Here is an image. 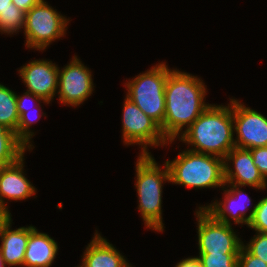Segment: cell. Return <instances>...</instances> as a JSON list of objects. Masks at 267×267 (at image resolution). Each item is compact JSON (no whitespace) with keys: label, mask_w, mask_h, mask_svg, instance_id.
Instances as JSON below:
<instances>
[{"label":"cell","mask_w":267,"mask_h":267,"mask_svg":"<svg viewBox=\"0 0 267 267\" xmlns=\"http://www.w3.org/2000/svg\"><path fill=\"white\" fill-rule=\"evenodd\" d=\"M71 59L61 70L59 67L57 100L64 105L76 107L92 95L94 84L90 69L80 61V58L74 55Z\"/></svg>","instance_id":"cell-9"},{"label":"cell","mask_w":267,"mask_h":267,"mask_svg":"<svg viewBox=\"0 0 267 267\" xmlns=\"http://www.w3.org/2000/svg\"><path fill=\"white\" fill-rule=\"evenodd\" d=\"M163 168L156 163L152 154H139L135 170L138 194V209L147 229L163 232L162 218V189L163 184L170 182L167 163Z\"/></svg>","instance_id":"cell-3"},{"label":"cell","mask_w":267,"mask_h":267,"mask_svg":"<svg viewBox=\"0 0 267 267\" xmlns=\"http://www.w3.org/2000/svg\"><path fill=\"white\" fill-rule=\"evenodd\" d=\"M58 252L57 242L46 233L29 226V239L23 267H50Z\"/></svg>","instance_id":"cell-17"},{"label":"cell","mask_w":267,"mask_h":267,"mask_svg":"<svg viewBox=\"0 0 267 267\" xmlns=\"http://www.w3.org/2000/svg\"><path fill=\"white\" fill-rule=\"evenodd\" d=\"M249 150L253 156V163L267 180V147H257Z\"/></svg>","instance_id":"cell-26"},{"label":"cell","mask_w":267,"mask_h":267,"mask_svg":"<svg viewBox=\"0 0 267 267\" xmlns=\"http://www.w3.org/2000/svg\"><path fill=\"white\" fill-rule=\"evenodd\" d=\"M238 267H267V263L252 255L243 245L238 255Z\"/></svg>","instance_id":"cell-25"},{"label":"cell","mask_w":267,"mask_h":267,"mask_svg":"<svg viewBox=\"0 0 267 267\" xmlns=\"http://www.w3.org/2000/svg\"><path fill=\"white\" fill-rule=\"evenodd\" d=\"M16 99H17V112H18V115H19V117L24 113V112H26V110H29L30 109V107L29 106H27L28 104V102L29 101H34V102H43V103H45V104H50L48 101H46V100H42L40 97H38V96H36V95H34L33 93H31V92H28V91H26L25 93H23V95H17L16 96ZM27 100H29L28 102H27ZM32 107V106H31Z\"/></svg>","instance_id":"cell-27"},{"label":"cell","mask_w":267,"mask_h":267,"mask_svg":"<svg viewBox=\"0 0 267 267\" xmlns=\"http://www.w3.org/2000/svg\"><path fill=\"white\" fill-rule=\"evenodd\" d=\"M171 70L165 62H161L125 83L126 97L160 127L165 116L166 80Z\"/></svg>","instance_id":"cell-5"},{"label":"cell","mask_w":267,"mask_h":267,"mask_svg":"<svg viewBox=\"0 0 267 267\" xmlns=\"http://www.w3.org/2000/svg\"><path fill=\"white\" fill-rule=\"evenodd\" d=\"M229 163H232V166ZM224 179L225 184L250 186L258 190L267 188V180L253 163V156L249 149L234 147L225 156Z\"/></svg>","instance_id":"cell-12"},{"label":"cell","mask_w":267,"mask_h":267,"mask_svg":"<svg viewBox=\"0 0 267 267\" xmlns=\"http://www.w3.org/2000/svg\"><path fill=\"white\" fill-rule=\"evenodd\" d=\"M235 147H267V117L233 98Z\"/></svg>","instance_id":"cell-10"},{"label":"cell","mask_w":267,"mask_h":267,"mask_svg":"<svg viewBox=\"0 0 267 267\" xmlns=\"http://www.w3.org/2000/svg\"><path fill=\"white\" fill-rule=\"evenodd\" d=\"M250 213L253 214L248 227L256 232L267 233V196L253 206Z\"/></svg>","instance_id":"cell-23"},{"label":"cell","mask_w":267,"mask_h":267,"mask_svg":"<svg viewBox=\"0 0 267 267\" xmlns=\"http://www.w3.org/2000/svg\"><path fill=\"white\" fill-rule=\"evenodd\" d=\"M23 167L24 155L0 170V202L8 211L5 200H25L37 192L35 186L25 177Z\"/></svg>","instance_id":"cell-14"},{"label":"cell","mask_w":267,"mask_h":267,"mask_svg":"<svg viewBox=\"0 0 267 267\" xmlns=\"http://www.w3.org/2000/svg\"><path fill=\"white\" fill-rule=\"evenodd\" d=\"M12 223L10 217L6 222L0 224V252L9 267H22L29 239V226L12 230Z\"/></svg>","instance_id":"cell-16"},{"label":"cell","mask_w":267,"mask_h":267,"mask_svg":"<svg viewBox=\"0 0 267 267\" xmlns=\"http://www.w3.org/2000/svg\"><path fill=\"white\" fill-rule=\"evenodd\" d=\"M195 214L199 253L239 254L243 241L232 228V224L217 221L204 208L197 209Z\"/></svg>","instance_id":"cell-8"},{"label":"cell","mask_w":267,"mask_h":267,"mask_svg":"<svg viewBox=\"0 0 267 267\" xmlns=\"http://www.w3.org/2000/svg\"><path fill=\"white\" fill-rule=\"evenodd\" d=\"M83 253L79 267H132L120 251L101 237L97 230Z\"/></svg>","instance_id":"cell-15"},{"label":"cell","mask_w":267,"mask_h":267,"mask_svg":"<svg viewBox=\"0 0 267 267\" xmlns=\"http://www.w3.org/2000/svg\"><path fill=\"white\" fill-rule=\"evenodd\" d=\"M6 266H7V264L5 263L3 256L0 252V267H6Z\"/></svg>","instance_id":"cell-32"},{"label":"cell","mask_w":267,"mask_h":267,"mask_svg":"<svg viewBox=\"0 0 267 267\" xmlns=\"http://www.w3.org/2000/svg\"><path fill=\"white\" fill-rule=\"evenodd\" d=\"M238 255L199 253L197 258L203 267H238Z\"/></svg>","instance_id":"cell-22"},{"label":"cell","mask_w":267,"mask_h":267,"mask_svg":"<svg viewBox=\"0 0 267 267\" xmlns=\"http://www.w3.org/2000/svg\"><path fill=\"white\" fill-rule=\"evenodd\" d=\"M233 99L228 106L210 104L180 135L178 140L191 151L222 159L235 147Z\"/></svg>","instance_id":"cell-2"},{"label":"cell","mask_w":267,"mask_h":267,"mask_svg":"<svg viewBox=\"0 0 267 267\" xmlns=\"http://www.w3.org/2000/svg\"><path fill=\"white\" fill-rule=\"evenodd\" d=\"M181 152L175 160L166 161L170 183L197 189L225 186L224 159L189 149Z\"/></svg>","instance_id":"cell-4"},{"label":"cell","mask_w":267,"mask_h":267,"mask_svg":"<svg viewBox=\"0 0 267 267\" xmlns=\"http://www.w3.org/2000/svg\"><path fill=\"white\" fill-rule=\"evenodd\" d=\"M29 149L16 137L15 132L0 126V165L15 163Z\"/></svg>","instance_id":"cell-18"},{"label":"cell","mask_w":267,"mask_h":267,"mask_svg":"<svg viewBox=\"0 0 267 267\" xmlns=\"http://www.w3.org/2000/svg\"><path fill=\"white\" fill-rule=\"evenodd\" d=\"M11 216L10 211H8L0 202V224L6 222Z\"/></svg>","instance_id":"cell-30"},{"label":"cell","mask_w":267,"mask_h":267,"mask_svg":"<svg viewBox=\"0 0 267 267\" xmlns=\"http://www.w3.org/2000/svg\"><path fill=\"white\" fill-rule=\"evenodd\" d=\"M42 0H12V3L24 12H28L33 6L39 4Z\"/></svg>","instance_id":"cell-28"},{"label":"cell","mask_w":267,"mask_h":267,"mask_svg":"<svg viewBox=\"0 0 267 267\" xmlns=\"http://www.w3.org/2000/svg\"><path fill=\"white\" fill-rule=\"evenodd\" d=\"M42 102H39L37 108V111L33 112L34 117H32V113H30V110H26L20 117H19V123L17 126V138L30 150L34 148L33 144L30 142L32 140V137L35 135L33 130L30 129L31 125L34 122H37L36 120L40 119L42 116H45L46 113L42 112V108L40 107ZM40 113V114H39ZM36 114V115H35ZM39 114V115H38ZM33 118V119H32ZM33 146V147H32Z\"/></svg>","instance_id":"cell-20"},{"label":"cell","mask_w":267,"mask_h":267,"mask_svg":"<svg viewBox=\"0 0 267 267\" xmlns=\"http://www.w3.org/2000/svg\"><path fill=\"white\" fill-rule=\"evenodd\" d=\"M225 186H227V188H222V190L225 189L222 201L215 200V202L210 203L209 205L207 204V206L198 208H204L217 221L231 225L232 223L230 219H232L234 224H241V227L243 224L248 226L253 216L252 213L246 215V211L250 209L248 205L251 203V198L241 190L242 186L232 184H225Z\"/></svg>","instance_id":"cell-13"},{"label":"cell","mask_w":267,"mask_h":267,"mask_svg":"<svg viewBox=\"0 0 267 267\" xmlns=\"http://www.w3.org/2000/svg\"><path fill=\"white\" fill-rule=\"evenodd\" d=\"M28 92L50 103L57 94L59 67L48 60H32L18 70Z\"/></svg>","instance_id":"cell-11"},{"label":"cell","mask_w":267,"mask_h":267,"mask_svg":"<svg viewBox=\"0 0 267 267\" xmlns=\"http://www.w3.org/2000/svg\"><path fill=\"white\" fill-rule=\"evenodd\" d=\"M26 12L17 8L9 7L1 11L0 14V32L12 35L18 33L24 28Z\"/></svg>","instance_id":"cell-21"},{"label":"cell","mask_w":267,"mask_h":267,"mask_svg":"<svg viewBox=\"0 0 267 267\" xmlns=\"http://www.w3.org/2000/svg\"><path fill=\"white\" fill-rule=\"evenodd\" d=\"M9 7H16L12 3V0H0V14H1V11L5 10L6 8H9Z\"/></svg>","instance_id":"cell-31"},{"label":"cell","mask_w":267,"mask_h":267,"mask_svg":"<svg viewBox=\"0 0 267 267\" xmlns=\"http://www.w3.org/2000/svg\"><path fill=\"white\" fill-rule=\"evenodd\" d=\"M207 88L203 80L178 69H172L165 86V116L160 127L168 141L175 140L210 105L205 103ZM186 126V127H185Z\"/></svg>","instance_id":"cell-1"},{"label":"cell","mask_w":267,"mask_h":267,"mask_svg":"<svg viewBox=\"0 0 267 267\" xmlns=\"http://www.w3.org/2000/svg\"><path fill=\"white\" fill-rule=\"evenodd\" d=\"M123 103L122 139L125 145H139L142 147L140 154H150L148 146L164 147L174 142L168 141L160 126L129 98L126 97Z\"/></svg>","instance_id":"cell-7"},{"label":"cell","mask_w":267,"mask_h":267,"mask_svg":"<svg viewBox=\"0 0 267 267\" xmlns=\"http://www.w3.org/2000/svg\"><path fill=\"white\" fill-rule=\"evenodd\" d=\"M16 96L14 91L0 83V126L15 132L17 137L19 115Z\"/></svg>","instance_id":"cell-19"},{"label":"cell","mask_w":267,"mask_h":267,"mask_svg":"<svg viewBox=\"0 0 267 267\" xmlns=\"http://www.w3.org/2000/svg\"><path fill=\"white\" fill-rule=\"evenodd\" d=\"M69 21L42 0L26 12L23 28L26 47L44 51L50 43L66 35Z\"/></svg>","instance_id":"cell-6"},{"label":"cell","mask_w":267,"mask_h":267,"mask_svg":"<svg viewBox=\"0 0 267 267\" xmlns=\"http://www.w3.org/2000/svg\"><path fill=\"white\" fill-rule=\"evenodd\" d=\"M243 246L254 256L267 263V233L256 232L253 238Z\"/></svg>","instance_id":"cell-24"},{"label":"cell","mask_w":267,"mask_h":267,"mask_svg":"<svg viewBox=\"0 0 267 267\" xmlns=\"http://www.w3.org/2000/svg\"><path fill=\"white\" fill-rule=\"evenodd\" d=\"M175 267H203L197 256L180 260Z\"/></svg>","instance_id":"cell-29"}]
</instances>
